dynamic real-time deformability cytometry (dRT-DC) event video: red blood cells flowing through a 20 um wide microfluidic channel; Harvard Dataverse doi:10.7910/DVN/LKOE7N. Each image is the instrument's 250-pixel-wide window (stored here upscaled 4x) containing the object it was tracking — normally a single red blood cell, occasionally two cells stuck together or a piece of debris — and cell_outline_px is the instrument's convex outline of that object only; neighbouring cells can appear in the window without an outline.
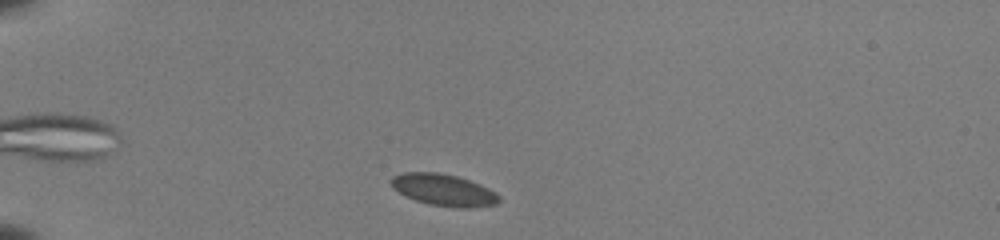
{"species": "common noctule bat (a hibernating species)", "species_latin": "Nyctalus noctula", "temperature_condition": "room temperature", "stored_images_in_passage": 36, "camera_frame_rate_fps": 3000, "um_per_image_px": 0.085, "animal": {"sex": "female", "body_mass_g": 22.0, "forearm_length_mm": 56.7}, "frame": {"image": 1, "passage_image": 3, "time_ms": 0.667, "image_size_px": [1000, 240], "cell_outline_px": [[500, 200], [496, 204], [468, 208], [452, 208], [428, 204], [404, 196], [392, 184], [392, 176], [404, 172], [436, 172], [456, 176], [480, 184], [488, 188], [500, 196]], "centroid_in_image_um": [37.73, 16.16], "position_along_channel_um": 47.3, "area_um2": 19.83}}
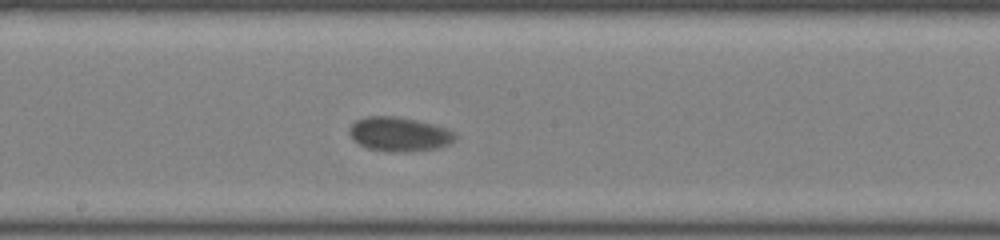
{"frame": {"image": 2, "passage_image": 20, "time_ms": 6.333, "image_size_px": [1000, 240], "cell_outline_px": [[456, 140], [448, 144], [436, 148], [412, 152], [392, 152], [368, 148], [360, 144], [348, 132], [348, 128], [356, 120], [368, 116], [396, 116], [416, 120], [448, 128], [456, 132]], "centroid_in_image_um": [33.97, 11.4], "position_along_channel_um": 214.2, "area_um2": 21.15}}
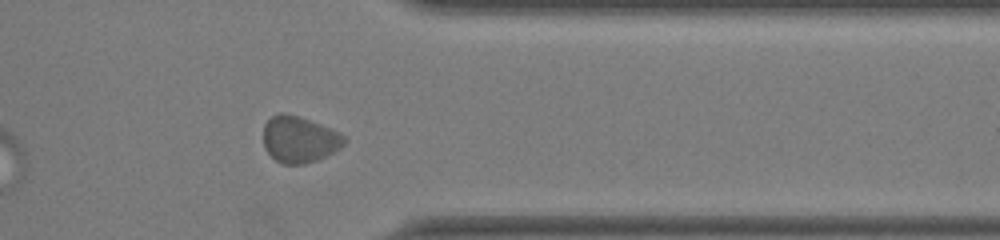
{"frame": {"image": 3, "passage_image": 34, "time_ms": 11.0, "image_size_px": [1000, 240], "cell_outline_px": [[344, 144], [340, 148], [316, 160], [304, 164], [284, 164], [276, 160], [264, 148], [264, 124], [272, 116], [280, 112], [284, 112], [300, 116], [320, 124], [344, 136]], "centroid_in_image_um": [25.4, 11.83], "position_along_channel_um": 386.0, "area_um2": 21.56}}